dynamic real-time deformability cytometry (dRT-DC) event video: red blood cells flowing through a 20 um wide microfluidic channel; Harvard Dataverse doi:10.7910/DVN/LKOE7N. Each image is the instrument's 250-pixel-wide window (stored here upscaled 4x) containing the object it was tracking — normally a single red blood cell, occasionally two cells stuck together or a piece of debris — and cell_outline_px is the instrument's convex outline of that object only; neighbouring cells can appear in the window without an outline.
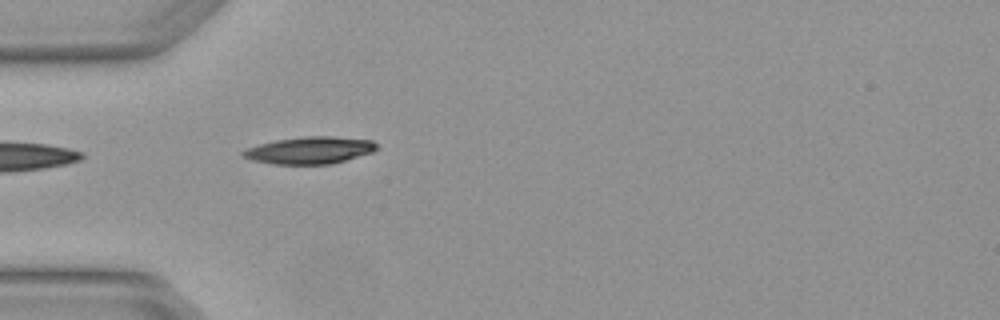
{"species": "Egyptian fruit bat (a non-hibernating species)", "species_latin": "Rousettus aegyptiacus", "temperature_condition": "warm", "stored_images_in_passage": 4, "camera_frame_rate_fps": 3000, "um_per_image_px": 0.085, "animal": {"sex": "female"}, "frame": {"image": 1, "passage_image": 4, "time_ms": 1.0, "image_size_px": [1000, 320], "cell_outline_px": [[376, 148], [372, 152], [332, 164], [272, 164], [252, 160], [240, 156], [240, 152], [244, 148], [276, 140], [304, 136], [332, 136], [372, 140], [376, 144]], "centroid_in_image_um": [26.26, 12.77], "position_along_channel_um": 58.7, "area_um2": 21.15}}